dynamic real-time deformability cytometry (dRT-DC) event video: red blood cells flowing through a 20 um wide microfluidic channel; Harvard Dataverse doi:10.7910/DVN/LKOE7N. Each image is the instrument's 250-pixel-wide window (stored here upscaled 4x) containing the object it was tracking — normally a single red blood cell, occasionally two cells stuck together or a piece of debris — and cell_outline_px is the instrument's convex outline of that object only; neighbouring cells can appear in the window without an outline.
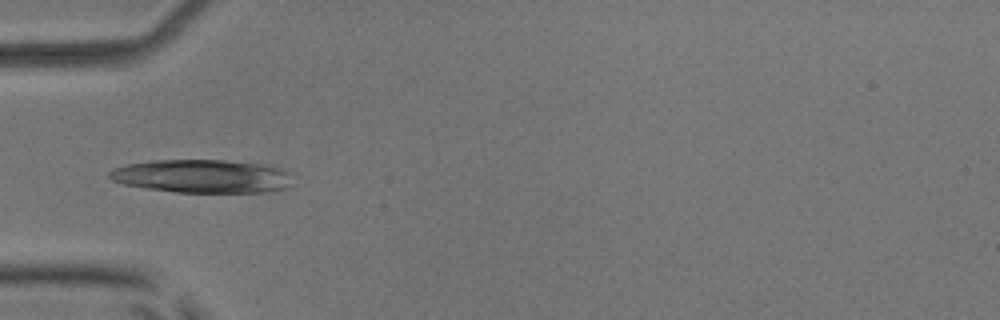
{"species": "common noctule bat (a hibernating species)", "species_latin": "Nyctalus noctula", "temperature_condition": "room temperature", "stored_images_in_passage": 5, "camera_frame_rate_fps": 3000, "um_per_image_px": 0.085, "animal": {"sex": "male", "body_mass_g": 17.9, "forearm_length_mm": 54.2}, "frame": {"image": 1, "passage_image": 5, "time_ms": 4.667, "image_size_px": [1000, 320], "cell_outline_px": [[292, 184], [284, 188], [268, 192], [176, 192], [148, 188], [124, 184], [112, 180], [108, 176], [108, 172], [116, 168], [128, 164], [152, 160], [224, 160], [272, 164], [284, 168], [288, 172]], "centroid_in_image_um": [17.25, 14.96], "position_along_channel_um": 67.7, "area_um2": 35.78}}